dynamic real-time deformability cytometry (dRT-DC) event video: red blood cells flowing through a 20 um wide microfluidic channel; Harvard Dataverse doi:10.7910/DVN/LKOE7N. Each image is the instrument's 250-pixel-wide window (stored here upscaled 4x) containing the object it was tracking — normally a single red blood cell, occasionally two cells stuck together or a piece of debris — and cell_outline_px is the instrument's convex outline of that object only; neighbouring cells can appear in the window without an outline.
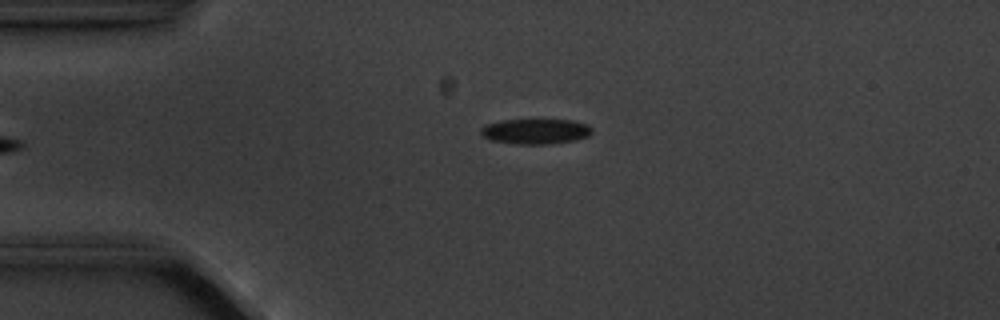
{"species": "common noctule bat (a hibernating species)", "species_latin": "Nyctalus noctula", "temperature_condition": "cold", "stored_images_in_passage": 5, "segment_of_instrument_passage": [2, 2], "camera_frame_rate_fps": 3000, "um_per_image_px": 0.085, "animal": {"sex": "male", "body_mass_g": 20.1, "forearm_length_mm": 53.5}, "frame": {"image": 1, "passage_image": 5, "time_ms": 5.667, "image_size_px": [1000, 320], "cell_outline_px": [[592, 132], [588, 136], [576, 140], [548, 144], [516, 144], [492, 140], [484, 136], [480, 132], [480, 128], [484, 124], [504, 120], [572, 120], [588, 124], [592, 128]], "centroid_in_image_um": [45.53, 11.16], "position_along_channel_um": 39.5, "area_um2": 16.36}}